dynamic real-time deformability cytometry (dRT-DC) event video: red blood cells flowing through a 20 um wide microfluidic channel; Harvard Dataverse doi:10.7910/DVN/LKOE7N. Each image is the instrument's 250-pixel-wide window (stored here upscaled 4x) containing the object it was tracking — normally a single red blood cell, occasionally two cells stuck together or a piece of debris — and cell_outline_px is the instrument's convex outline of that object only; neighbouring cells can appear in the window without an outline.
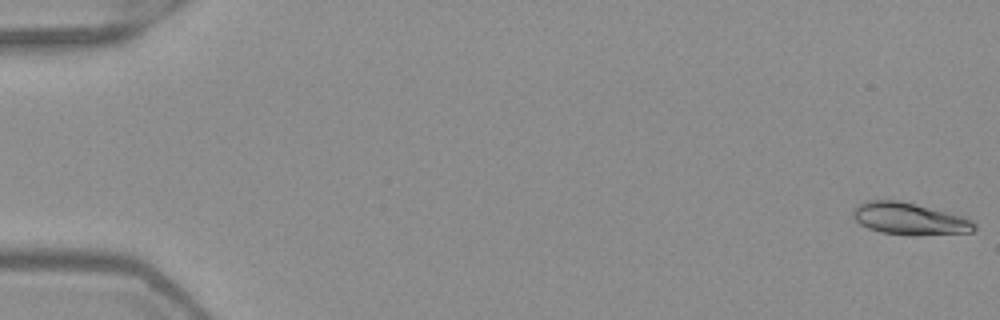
{"species": "Egyptian fruit bat (a non-hibernating species)", "species_latin": "Rousettus aegyptiacus", "temperature_condition": "warm", "stored_images_in_passage": 52, "camera_frame_rate_fps": 3000, "um_per_image_px": 0.085, "frame": {"image": 1, "passage_image": 1, "time_ms": 0.0, "image_size_px": [1000, 320], "cell_outline_px": [[976, 228], [972, 232], [912, 236], [880, 232], [868, 228], [860, 224], [852, 216], [852, 208], [868, 200], [896, 200], [916, 204], [964, 216], [972, 220], [976, 224]], "centroid_in_image_um": [77.31, 18.6], "position_along_channel_um": 7.7, "area_um2": 22.83}}
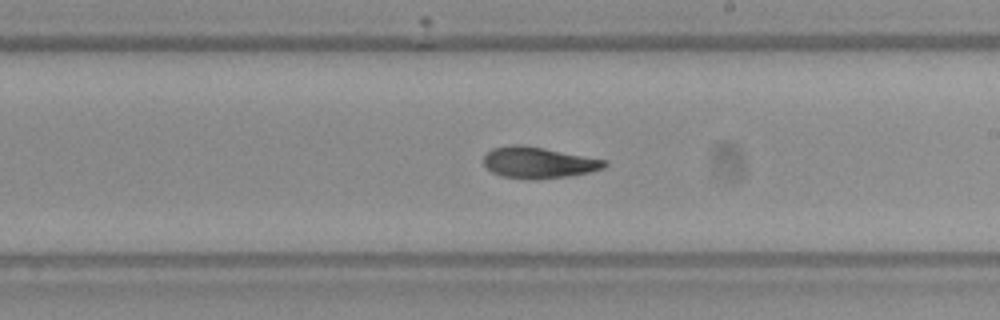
{"frame": {"image": 2, "passage_image": 31, "time_ms": 10.0, "image_size_px": [1000, 320], "cell_outline_px": [[608, 164], [604, 168], [588, 172], [568, 176], [532, 180], [504, 176], [492, 172], [484, 164], [484, 156], [492, 148], [512, 144], [520, 144], [544, 148], [608, 160]], "centroid_in_image_um": [45.78, 13.81], "position_along_channel_um": 243.2, "area_um2": 21.96}}
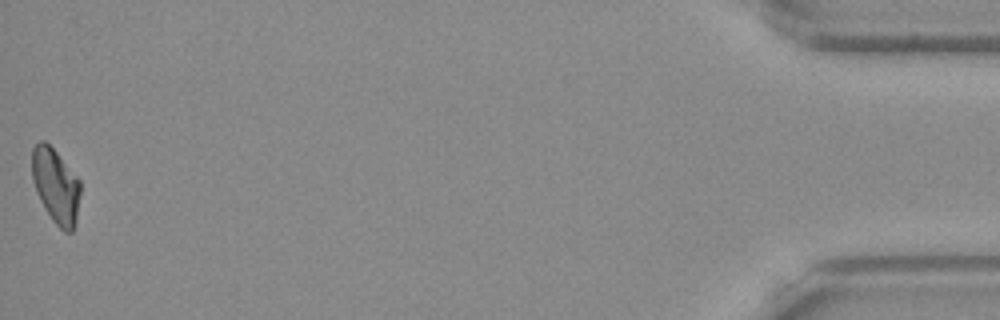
{"frame": {"image": 3, "passage_image": 52, "time_ms": 17.0, "image_size_px": [1000, 320], "cell_outline_px": [[80, 192], [76, 220], [72, 232], [64, 232], [52, 220], [44, 208], [36, 192], [32, 180], [32, 148], [40, 140], [44, 140], [56, 152], [80, 180]], "centroid_in_image_um": [4.73, 15.8], "position_along_channel_um": 430.5, "area_um2": 20.98}, "authors_computed_cell_mechanics": {"area_um2": 21.964, "velocity_mm_per_s": 3.9889, "shape_relaxation_time_tau1_ms": 10.3269, "shape_relaxation_time_tau2_ms": 4.6081, "deformation_change_tau1": 0.2845, "deformation_change_tau2": 0.1018}}